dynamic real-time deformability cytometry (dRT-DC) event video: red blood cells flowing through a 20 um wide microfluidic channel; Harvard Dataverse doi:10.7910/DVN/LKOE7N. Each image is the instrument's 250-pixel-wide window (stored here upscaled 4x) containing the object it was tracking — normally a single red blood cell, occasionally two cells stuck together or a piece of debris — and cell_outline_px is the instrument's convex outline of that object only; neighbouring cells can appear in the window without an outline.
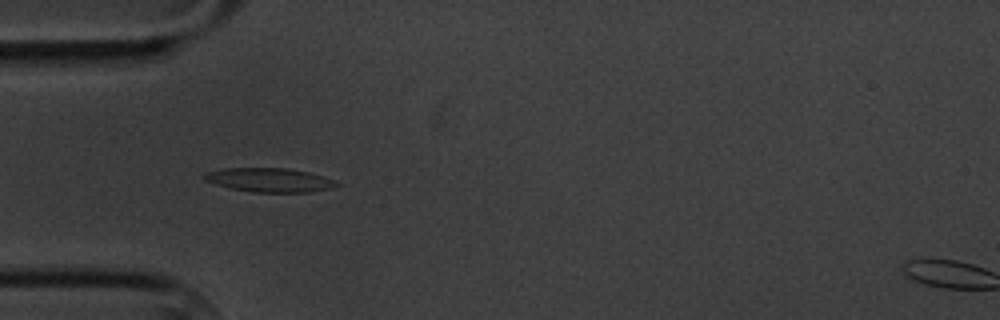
{"species": "common noctule bat (a hibernating species)", "species_latin": "Nyctalus noctula", "temperature_condition": "cold", "stored_images_in_passage": 5, "camera_frame_rate_fps": 3000, "um_per_image_px": 0.085, "animal": {"sex": "male", "body_mass_g": 20.1, "forearm_length_mm": 53.5}, "frame": {"image": 1, "passage_image": 4, "time_ms": 3.333, "image_size_px": [1000, 320], "cell_outline_px": [[340, 184], [332, 188], [308, 192], [252, 192], [232, 188], [216, 184], [204, 180], [204, 176], [208, 172], [224, 168], [288, 168], [308, 172], [324, 176], [336, 180]], "centroid_in_image_um": [22.96, 15.3], "position_along_channel_um": 62.0, "area_um2": 18.38}}
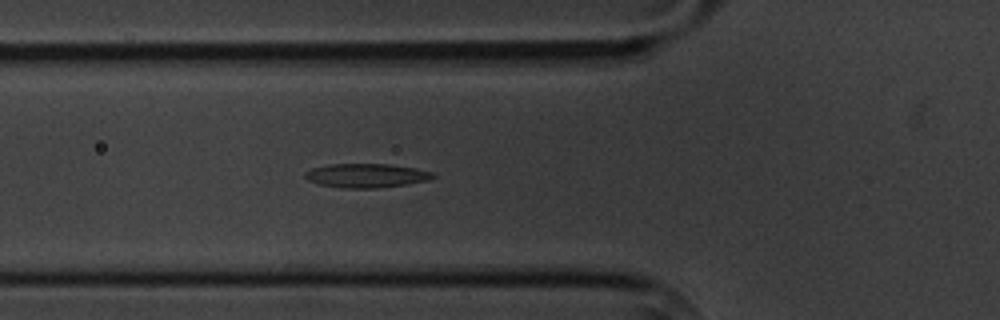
{"frame": {"image": 2, "passage_image": 5, "time_ms": 4.333, "image_size_px": [1000, 320], "cell_outline_px": [[436, 176], [428, 180], [404, 184], [376, 188], [340, 188], [320, 184], [308, 180], [304, 176], [304, 172], [312, 168], [328, 164], [388, 164], [416, 168], [432, 172]], "centroid_in_image_um": [31.1, 14.92], "position_along_channel_um": 94.7, "area_um2": 17.8}}